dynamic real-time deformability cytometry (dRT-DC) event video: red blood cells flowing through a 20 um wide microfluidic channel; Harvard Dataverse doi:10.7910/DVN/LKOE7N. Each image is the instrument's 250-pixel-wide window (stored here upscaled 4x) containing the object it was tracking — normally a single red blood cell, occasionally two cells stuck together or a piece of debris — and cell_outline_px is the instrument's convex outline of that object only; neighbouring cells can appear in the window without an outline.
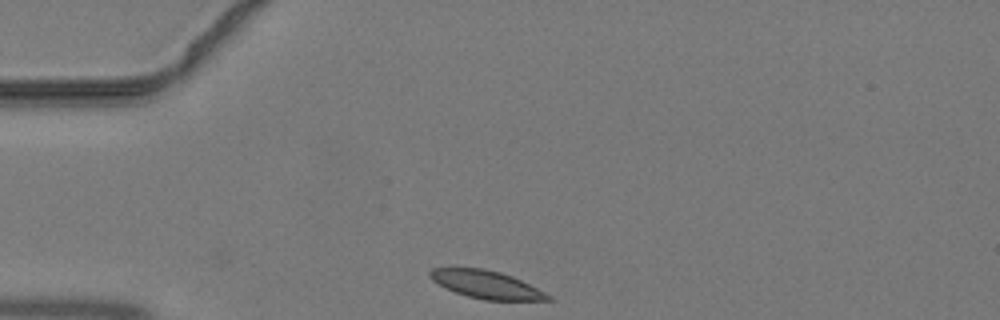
{"species": "common noctule bat (a hibernating species)", "species_latin": "Nyctalus noctula", "temperature_condition": "warm", "stored_images_in_passage": 34, "camera_frame_rate_fps": 3000, "um_per_image_px": 0.085, "animal": {"sex": "male", "body_mass_g": 19.2, "forearm_length_mm": 51.8}, "frame": {"image": 1, "passage_image": 1, "time_ms": 0.0, "image_size_px": [1000, 320], "cell_outline_px": [[552, 300], [484, 300], [468, 296], [444, 288], [432, 280], [428, 276], [428, 272], [432, 268], [484, 268], [500, 272], [512, 276], [552, 296]], "centroid_in_image_um": [41.3, 24.18], "position_along_channel_um": 43.7, "area_um2": 19.02}}
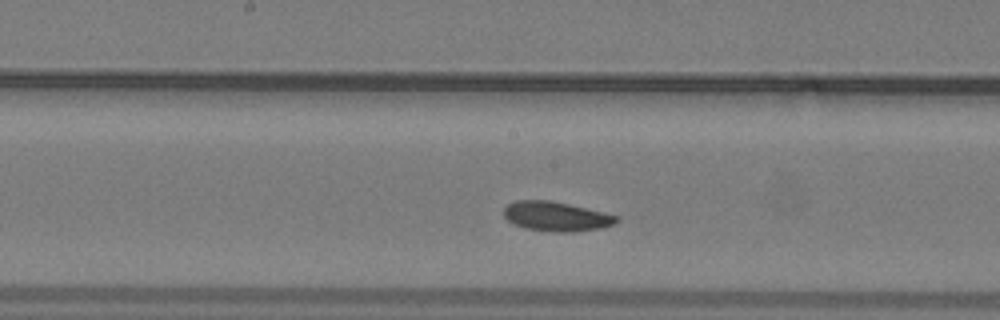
{"frame": {"image": 2, "passage_image": 13, "time_ms": 4.0, "image_size_px": [1000, 320], "cell_outline_px": [[620, 220], [604, 228], [576, 232], [552, 232], [524, 228], [508, 220], [504, 216], [504, 208], [508, 204], [516, 200], [548, 200], [568, 204], [620, 216]], "centroid_in_image_um": [47.3, 18.4], "position_along_channel_um": 200.9, "area_um2": 19.42}}
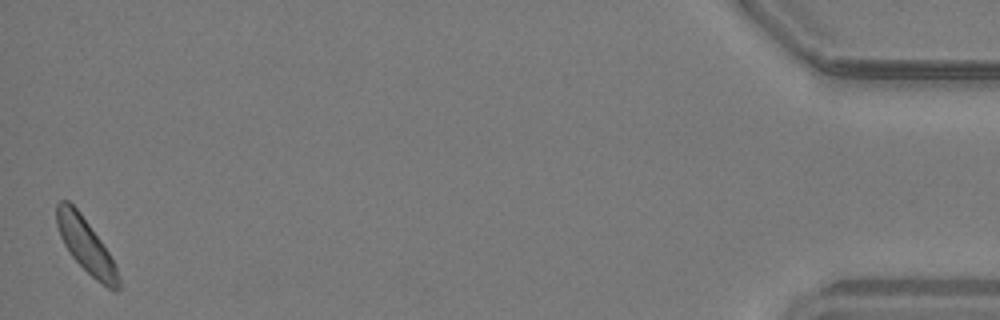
{"frame": {"image": 3, "passage_image": 34, "time_ms": 11.0, "image_size_px": [1000, 320], "cell_outline_px": [[120, 288], [116, 292], [108, 288], [96, 280], [72, 256], [64, 244], [60, 236], [56, 224], [56, 204], [60, 200], [68, 200], [80, 212], [100, 240], [116, 264], [120, 280]], "centroid_in_image_um": [7.31, 20.87], "position_along_channel_um": 427.9, "area_um2": 19.36}}